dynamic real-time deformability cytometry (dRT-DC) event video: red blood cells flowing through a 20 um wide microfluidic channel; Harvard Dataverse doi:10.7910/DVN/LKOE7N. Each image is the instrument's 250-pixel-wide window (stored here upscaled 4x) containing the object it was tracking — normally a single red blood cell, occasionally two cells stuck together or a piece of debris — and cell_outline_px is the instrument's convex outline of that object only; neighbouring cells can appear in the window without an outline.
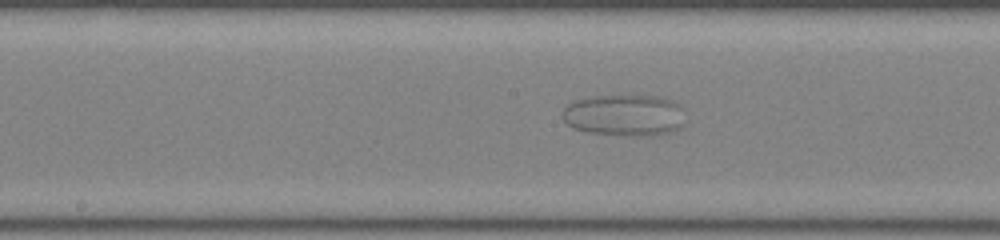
{"species": "common noctule bat (a hibernating species)", "species_latin": "Nyctalus noctula", "temperature_condition": "room temperature", "stored_images_in_passage": 53, "camera_frame_rate_fps": 3000, "um_per_image_px": 0.085, "animal": {"sex": "female", "body_mass_g": 22.0, "forearm_length_mm": 56.7}, "frame": {"image": 1, "passage_image": 29, "time_ms": 9.333, "image_size_px": [1000, 240], "cell_outline_px": [[684, 124], [680, 128], [668, 132], [652, 136], [624, 136], [588, 132], [576, 128], [568, 124], [564, 120], [564, 108], [568, 104], [576, 100], [596, 96], [656, 96], [672, 100], [680, 104]], "centroid_in_image_um": [53.11, 9.81], "position_along_channel_um": 195.1, "area_um2": 29.59}}
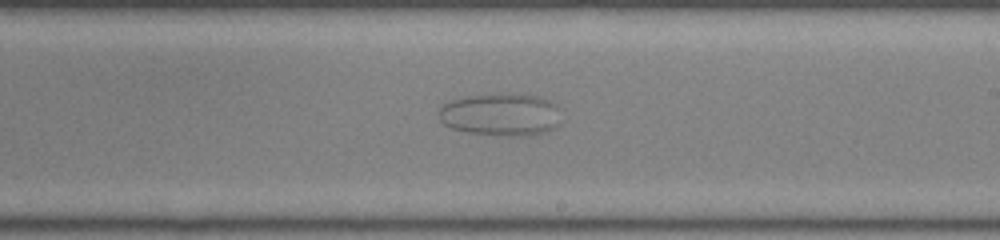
{"frame": {"image": 2, "passage_image": 33, "time_ms": 10.667, "image_size_px": [1000, 240], "cell_outline_px": [[560, 124], [544, 132], [532, 136], [516, 136], [468, 132], [452, 128], [444, 124], [440, 120], [440, 108], [444, 104], [452, 100], [464, 96], [536, 96], [548, 100], [556, 104]], "centroid_in_image_um": [42.57, 9.78], "position_along_channel_um": 246.4, "area_um2": 29.36}}